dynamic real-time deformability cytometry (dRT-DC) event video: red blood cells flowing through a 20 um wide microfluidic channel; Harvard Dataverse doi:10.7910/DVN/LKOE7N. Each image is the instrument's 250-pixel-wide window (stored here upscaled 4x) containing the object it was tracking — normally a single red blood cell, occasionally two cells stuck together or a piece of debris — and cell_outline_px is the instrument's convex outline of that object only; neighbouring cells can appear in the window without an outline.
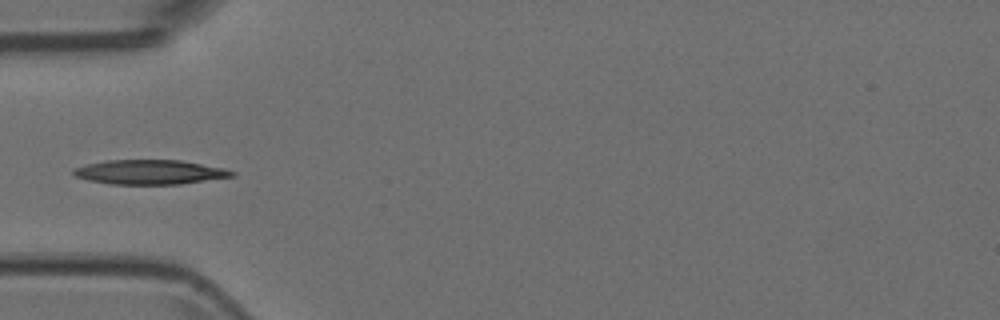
{"species": "Egyptian fruit bat (a non-hibernating species)", "species_latin": "Rousettus aegyptiacus", "temperature_condition": "room temperature", "stored_images_in_passage": 6, "camera_frame_rate_fps": 3000, "um_per_image_px": 0.085, "animal": {"sex": "female"}, "frame": {"image": 1, "passage_image": 6, "time_ms": 1.667, "image_size_px": [1000, 320], "cell_outline_px": [[236, 176], [180, 184], [108, 184], [88, 180], [76, 176], [72, 172], [72, 168], [84, 164], [104, 160], [180, 160], [224, 168], [236, 172]], "centroid_in_image_um": [12.71, 14.62], "position_along_channel_um": 72.3, "area_um2": 22.77}}